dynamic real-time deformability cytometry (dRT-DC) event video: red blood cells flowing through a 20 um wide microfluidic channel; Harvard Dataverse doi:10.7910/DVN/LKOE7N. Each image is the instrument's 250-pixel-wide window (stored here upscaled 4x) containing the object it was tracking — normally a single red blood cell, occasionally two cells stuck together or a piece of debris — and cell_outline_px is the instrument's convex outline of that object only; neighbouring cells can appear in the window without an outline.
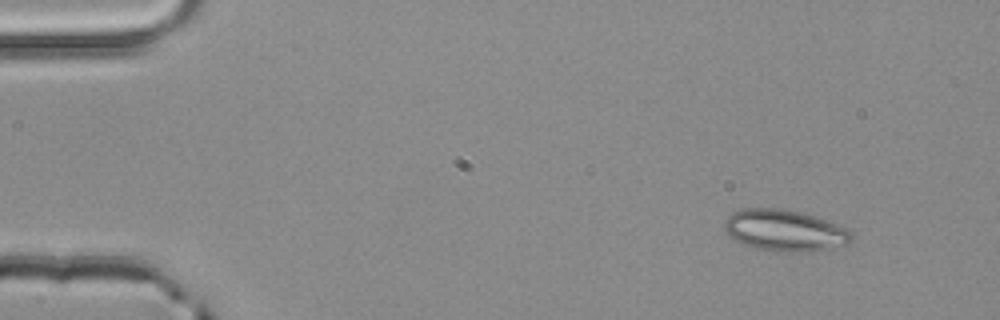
{"species": "common noctule bat (a hibernating species)", "species_latin": "Nyctalus noctula", "temperature_condition": "room temperature", "stored_images_in_passage": 3, "camera_frame_rate_fps": 3000, "um_per_image_px": 0.085, "animal": {"sex": "male", "body_mass_g": 20.4}, "frame": {"image": 1, "passage_image": 1, "time_ms": 0.0, "image_size_px": [1000, 320], "cell_outline_px": [[852, 240], [848, 244], [808, 252], [776, 252], [756, 248], [732, 240], [724, 228], [724, 220], [732, 212], [744, 208], [780, 208], [800, 212], [816, 216], [836, 224], [852, 232]], "centroid_in_image_um": [66.66, 19.59], "position_along_channel_um": 18.3, "area_um2": 30.87}}